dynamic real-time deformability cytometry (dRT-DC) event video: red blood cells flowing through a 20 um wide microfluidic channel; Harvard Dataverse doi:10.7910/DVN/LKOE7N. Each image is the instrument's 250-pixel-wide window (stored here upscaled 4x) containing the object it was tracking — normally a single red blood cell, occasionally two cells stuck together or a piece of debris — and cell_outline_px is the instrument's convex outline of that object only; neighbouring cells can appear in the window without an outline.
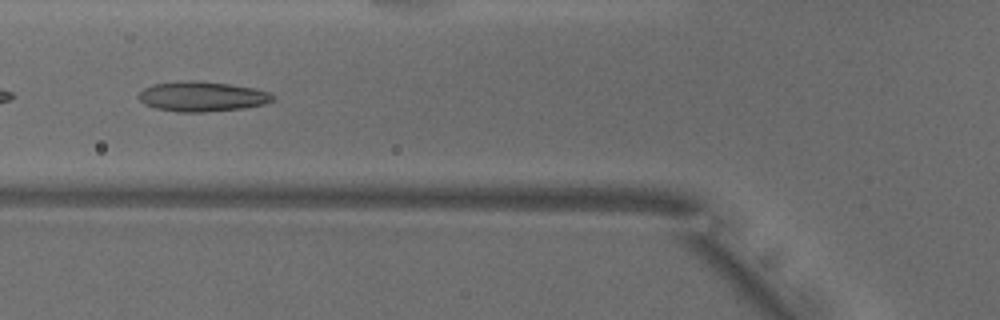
{"species": "common noctule bat (a hibernating species)", "species_latin": "Nyctalus noctula", "temperature_condition": "warm", "stored_images_in_passage": 39, "camera_frame_rate_fps": 3000, "um_per_image_px": 0.085, "animal": {"sex": "male", "body_mass_g": 18.8}, "frame": {"image": 1, "passage_image": 17, "time_ms": 5.333, "image_size_px": [1000, 320], "cell_outline_px": [[272, 100], [264, 104], [244, 108], [204, 112], [176, 112], [156, 108], [144, 104], [136, 96], [144, 88], [152, 84], [176, 80], [192, 80], [232, 84], [256, 88], [268, 92], [272, 96]], "centroid_in_image_um": [17.12, 8.19], "position_along_channel_um": 108.7, "area_um2": 23.64}}
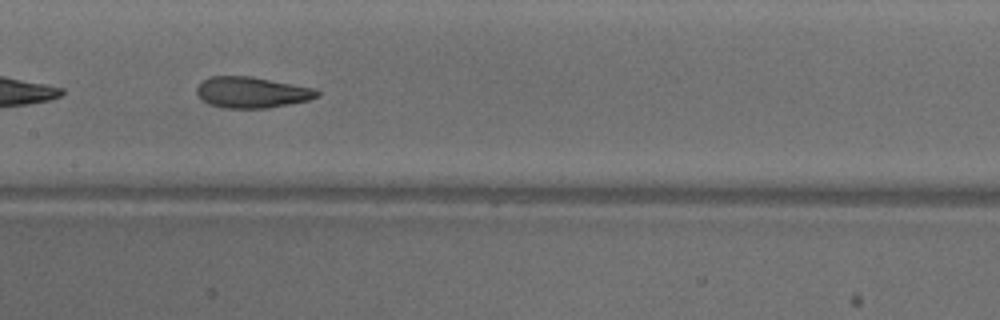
{"frame": {"image": 2, "passage_image": 23, "time_ms": 7.333, "image_size_px": [1000, 320], "cell_outline_px": [[320, 96], [308, 100], [268, 108], [224, 108], [208, 104], [196, 92], [196, 88], [204, 80], [212, 76], [252, 76], [316, 88], [320, 92]], "centroid_in_image_um": [21.44, 7.85], "position_along_channel_um": 186.0, "area_um2": 21.79}, "authors_computed_cell_mechanics": {"area_um2": 22.3686, "velocity_mm_per_s": 3.8484, "shape_relaxation_time_tau1_ms": 6.502, "shape_relaxation_time_tau2_ms": 1.6278, "deformation_change_tau1": 0.1836, "deformation_change_tau2": 0.0863}}